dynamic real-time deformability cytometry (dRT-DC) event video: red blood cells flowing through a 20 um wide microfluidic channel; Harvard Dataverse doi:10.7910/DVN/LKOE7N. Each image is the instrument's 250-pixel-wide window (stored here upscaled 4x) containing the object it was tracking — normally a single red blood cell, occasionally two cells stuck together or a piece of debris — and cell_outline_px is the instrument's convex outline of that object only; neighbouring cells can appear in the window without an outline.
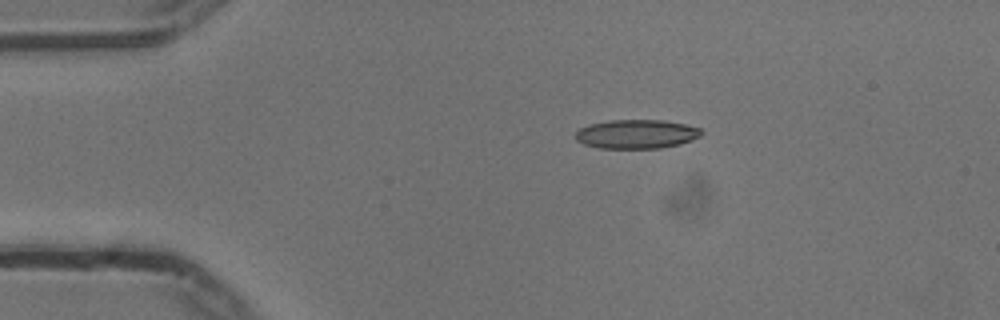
{"species": "common noctule bat (a hibernating species)", "species_latin": "Nyctalus noctula", "temperature_condition": "cold", "stored_images_in_passage": 6, "camera_frame_rate_fps": 3000, "um_per_image_px": 0.085, "animal": {"sex": "male", "body_mass_g": 13.3}, "frame": {"image": 1, "passage_image": 1, "time_ms": 0.0, "image_size_px": [1000, 320], "cell_outline_px": [[704, 132], [700, 136], [692, 140], [680, 144], [660, 148], [600, 148], [584, 144], [576, 140], [576, 132], [580, 128], [588, 124], [608, 120], [664, 120], [684, 124], [700, 128]], "centroid_in_image_um": [54.11, 11.39], "position_along_channel_um": 30.9, "area_um2": 21.33}}